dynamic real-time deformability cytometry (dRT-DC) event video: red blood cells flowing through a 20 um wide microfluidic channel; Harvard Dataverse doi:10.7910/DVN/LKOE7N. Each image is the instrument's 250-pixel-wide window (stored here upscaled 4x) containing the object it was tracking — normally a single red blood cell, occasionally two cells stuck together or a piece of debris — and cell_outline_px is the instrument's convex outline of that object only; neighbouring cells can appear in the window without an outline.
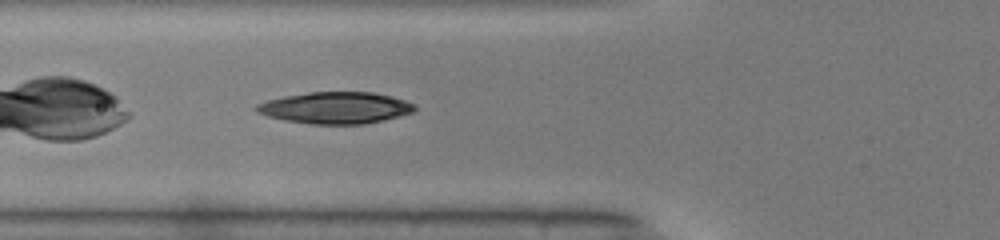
{"species": "common noctule bat (a hibernating species)", "species_latin": "Nyctalus noctula", "temperature_condition": "warm", "stored_images_in_passage": 33, "camera_frame_rate_fps": 3000, "um_per_image_px": 0.085, "animal": {"sex": "male", "body_mass_g": 19.0, "forearm_length_mm": 50.8}, "frame": {"image": 1, "passage_image": 4, "time_ms": 1.0, "image_size_px": [1000, 240], "cell_outline_px": [[416, 108], [412, 112], [400, 116], [384, 120], [364, 124], [312, 124], [288, 120], [268, 116], [256, 112], [256, 104], [268, 100], [284, 96], [308, 92], [372, 92], [392, 96], [416, 104]], "centroid_in_image_um": [28.55, 9.16], "position_along_channel_um": 97.3, "area_um2": 29.07}}
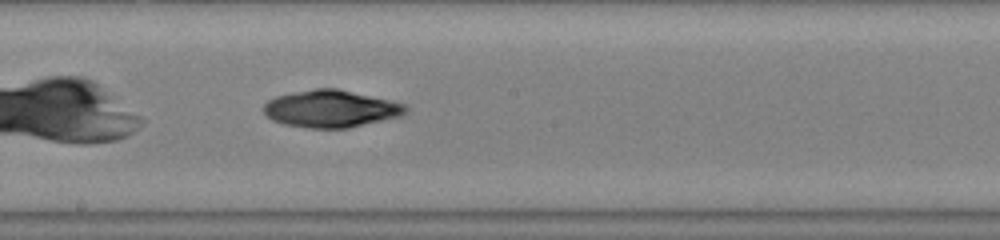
{"frame": {"image": 2, "passage_image": 13, "time_ms": 4.0, "image_size_px": [1000, 240], "cell_outline_px": [[408, 112], [400, 116], [348, 128], [308, 128], [284, 124], [272, 120], [264, 112], [264, 104], [268, 100], [276, 96], [316, 88], [336, 88], [388, 100], [404, 104], [408, 108]], "centroid_in_image_um": [28.11, 9.25], "position_along_channel_um": 220.1, "area_um2": 30.46}}
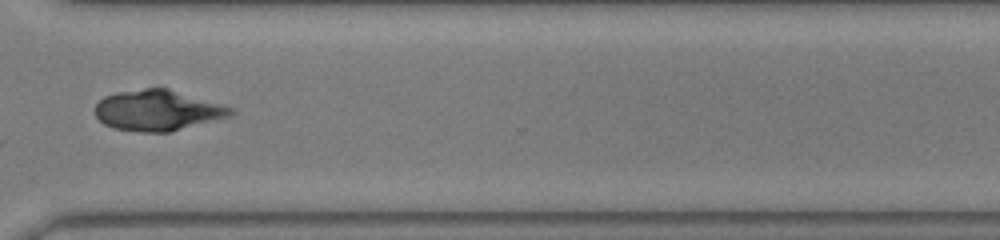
{"frame": {"image": 3, "passage_image": 23, "time_ms": 7.333, "image_size_px": [1000, 240], "cell_outline_px": [[236, 112], [232, 116], [168, 132], [140, 132], [112, 128], [104, 124], [96, 116], [96, 104], [104, 96], [116, 92], [144, 88], [168, 88], [220, 104], [232, 108]], "centroid_in_image_um": [13.39, 9.38], "position_along_channel_um": 357.2, "area_um2": 32.02}}